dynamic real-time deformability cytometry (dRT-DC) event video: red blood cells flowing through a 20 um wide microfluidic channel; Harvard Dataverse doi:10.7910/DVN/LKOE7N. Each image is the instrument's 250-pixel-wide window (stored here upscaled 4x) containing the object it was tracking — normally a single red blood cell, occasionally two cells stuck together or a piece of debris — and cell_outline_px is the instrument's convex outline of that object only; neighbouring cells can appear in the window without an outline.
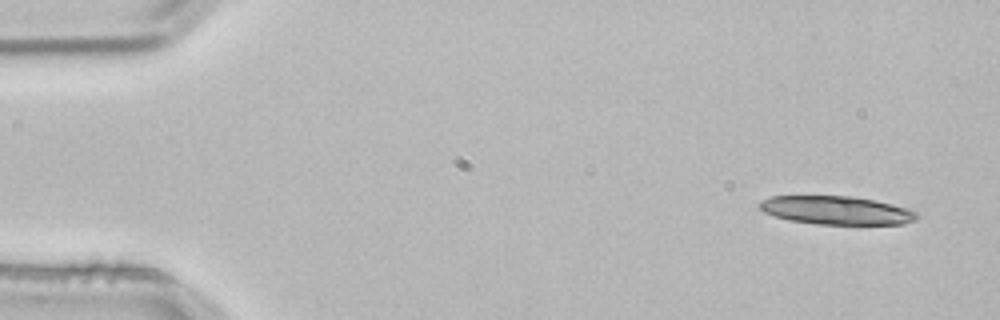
{"species": "common noctule bat (a hibernating species)", "species_latin": "Nyctalus noctula", "temperature_condition": "room temperature", "stored_images_in_passage": 3, "camera_frame_rate_fps": 3000, "um_per_image_px": 0.085, "animal": {"sex": "male", "body_mass_g": 21.5, "forearm_length_mm": 52.0}, "frame": {"image": 1, "passage_image": 1, "time_ms": 0.0, "image_size_px": [1000, 320], "cell_outline_px": [[920, 216], [916, 220], [904, 224], [820, 224], [788, 220], [764, 212], [760, 208], [760, 200], [772, 196], [852, 196], [892, 204], [916, 212]], "centroid_in_image_um": [71.1, 17.88], "position_along_channel_um": 13.9, "area_um2": 25.84}}